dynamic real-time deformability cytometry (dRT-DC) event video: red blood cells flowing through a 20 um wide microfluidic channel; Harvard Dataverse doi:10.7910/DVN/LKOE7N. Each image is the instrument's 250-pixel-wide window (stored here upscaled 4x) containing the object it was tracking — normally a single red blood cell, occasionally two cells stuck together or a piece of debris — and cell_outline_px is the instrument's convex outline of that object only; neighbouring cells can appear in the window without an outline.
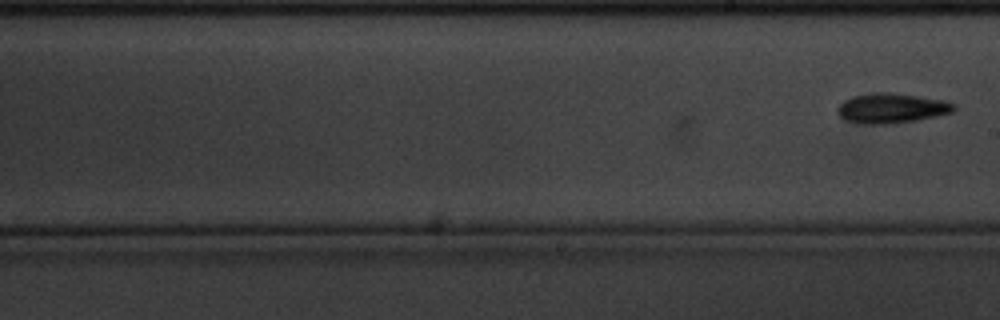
{"species": "common noctule bat (a hibernating species)", "species_latin": "Nyctalus noctula", "temperature_condition": "cold", "stored_images_in_passage": 9, "segment_of_instrument_passage": [2, 2], "camera_frame_rate_fps": 3000, "um_per_image_px": 0.085, "animal": {"sex": "male", "body_mass_g": 20.1, "forearm_length_mm": 53.5}, "frame": {"image": 1, "passage_image": 9, "time_ms": 2.667, "image_size_px": [1000, 320], "cell_outline_px": [[956, 108], [952, 112], [916, 120], [884, 124], [860, 124], [844, 120], [840, 116], [840, 104], [844, 100], [852, 96], [868, 92], [888, 92], [916, 96], [940, 100], [956, 104]], "centroid_in_image_um": [75.74, 9.19], "position_along_channel_um": 213.3, "area_um2": 20.0}}